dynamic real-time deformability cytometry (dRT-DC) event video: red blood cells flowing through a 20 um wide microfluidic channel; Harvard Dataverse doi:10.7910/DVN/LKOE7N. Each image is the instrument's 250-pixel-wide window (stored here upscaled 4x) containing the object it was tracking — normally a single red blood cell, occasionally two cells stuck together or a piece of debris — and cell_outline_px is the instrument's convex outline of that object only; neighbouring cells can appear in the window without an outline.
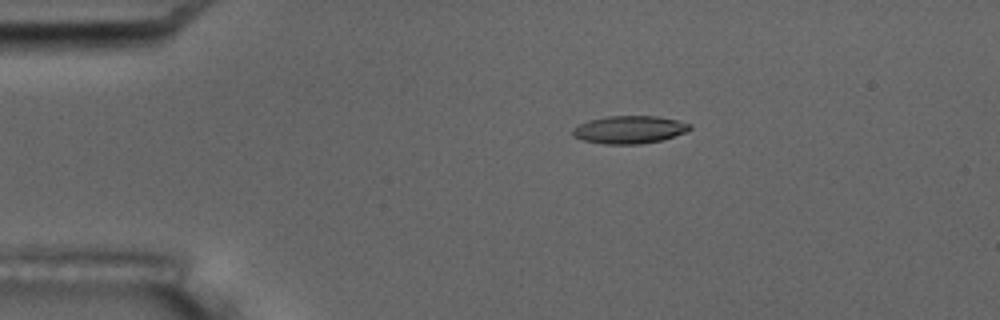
{"species": "common noctule bat (a hibernating species)", "species_latin": "Nyctalus noctula", "temperature_condition": "room temperature", "stored_images_in_passage": 4, "camera_frame_rate_fps": 3000, "um_per_image_px": 0.085, "animal": {"sex": "male", "body_mass_g": 17.5, "forearm_length_mm": 52.3}, "frame": {"image": 1, "passage_image": 3, "time_ms": 2.333, "image_size_px": [1000, 320], "cell_outline_px": [[692, 128], [688, 132], [660, 140], [640, 144], [604, 144], [584, 140], [572, 136], [572, 128], [588, 120], [608, 116], [656, 116], [676, 120], [692, 124]], "centroid_in_image_um": [53.5, 11.02], "position_along_channel_um": 31.5, "area_um2": 18.96}}